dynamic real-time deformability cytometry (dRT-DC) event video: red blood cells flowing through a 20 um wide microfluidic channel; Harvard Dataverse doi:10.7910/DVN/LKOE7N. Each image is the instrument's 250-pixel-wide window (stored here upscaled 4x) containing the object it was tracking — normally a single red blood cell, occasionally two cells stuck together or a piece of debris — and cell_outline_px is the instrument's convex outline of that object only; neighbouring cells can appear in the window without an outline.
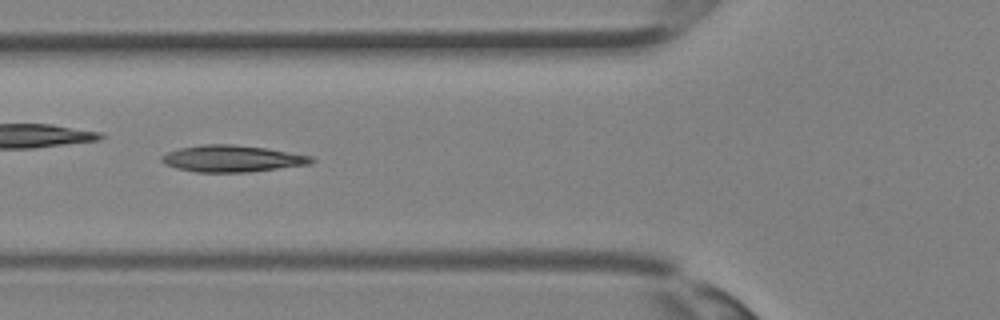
{"species": "Egyptian fruit bat (a non-hibernating species)", "species_latin": "Rousettus aegyptiacus", "temperature_condition": "room temperature", "stored_images_in_passage": 27, "camera_frame_rate_fps": 3000, "um_per_image_px": 0.085, "animal": {"sex": "female"}, "frame": {"image": 1, "passage_image": 5, "time_ms": 1.333, "image_size_px": [1000, 320], "cell_outline_px": [[316, 160], [308, 164], [248, 172], [196, 172], [176, 168], [164, 164], [160, 160], [160, 156], [168, 152], [180, 148], [200, 144], [232, 144], [264, 148], [312, 156]], "centroid_in_image_um": [19.67, 13.48], "position_along_channel_um": 106.1, "area_um2": 23.12}}
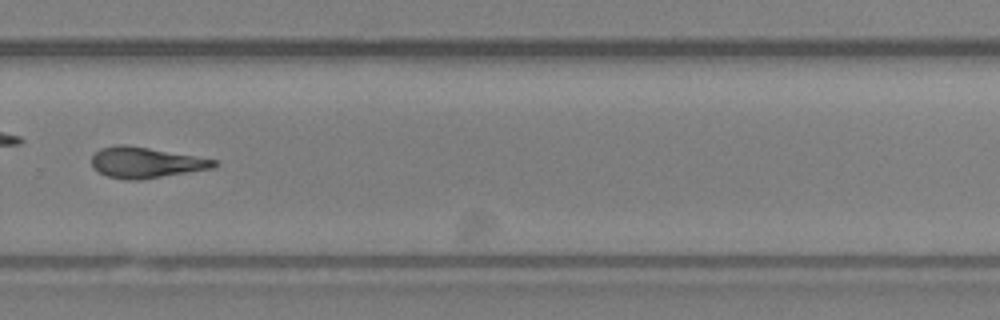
{"frame": {"image": 2, "passage_image": 16, "time_ms": 5.0, "image_size_px": [1000, 320], "cell_outline_px": [[220, 164], [212, 168], [140, 180], [124, 180], [108, 176], [92, 168], [92, 156], [100, 148], [116, 144], [124, 144], [148, 148], [216, 160]], "centroid_in_image_um": [12.35, 13.82], "position_along_channel_um": 317.5, "area_um2": 21.73}}
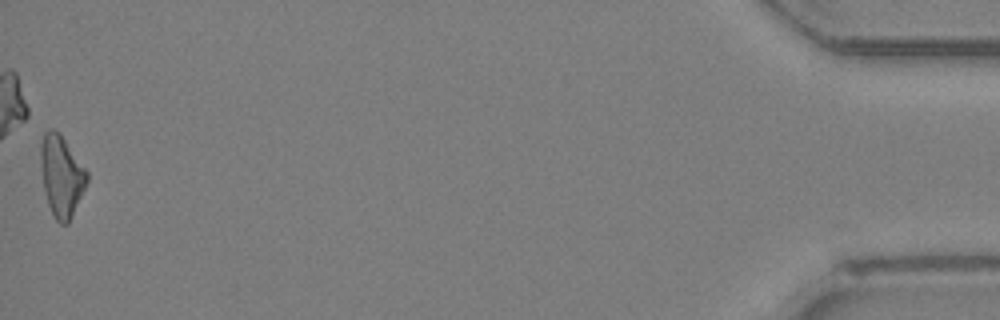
{"frame": {"image": 3, "passage_image": 27, "time_ms": 8.667, "image_size_px": [1000, 320], "cell_outline_px": [[88, 180], [68, 224], [60, 224], [56, 220], [48, 204], [44, 192], [40, 164], [40, 144], [44, 132], [48, 128], [52, 128], [60, 132], [88, 172]], "centroid_in_image_um": [5.2, 14.91], "position_along_channel_um": 430.0, "area_um2": 21.96}}